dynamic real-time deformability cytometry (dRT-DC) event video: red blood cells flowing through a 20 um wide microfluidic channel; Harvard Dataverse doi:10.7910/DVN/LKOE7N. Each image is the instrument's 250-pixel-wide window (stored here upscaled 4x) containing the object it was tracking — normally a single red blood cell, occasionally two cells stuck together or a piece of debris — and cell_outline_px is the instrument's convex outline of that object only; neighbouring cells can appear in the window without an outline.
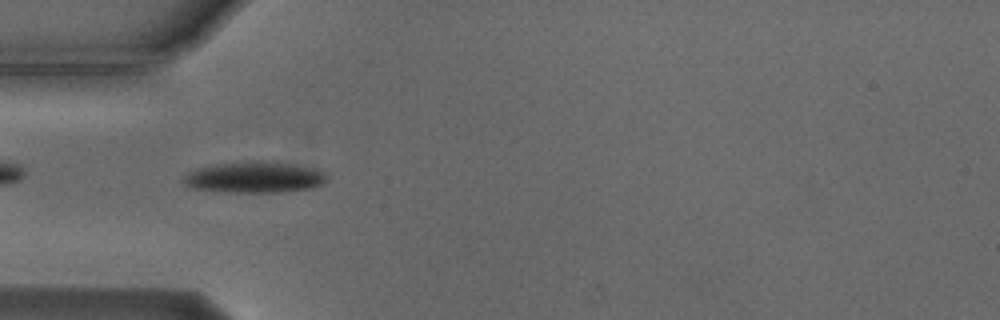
{"species": "Egyptian fruit bat (a non-hibernating species)", "species_latin": "Rousettus aegyptiacus", "temperature_condition": "cold", "stored_images_in_passage": 41, "camera_frame_rate_fps": 3000, "um_per_image_px": 0.085, "animal": {"sex": "male"}, "frame": {"image": 1, "passage_image": 3, "time_ms": 0.667, "image_size_px": [1000, 320], "cell_outline_px": [[328, 180], [324, 184], [312, 188], [280, 192], [236, 192], [192, 188], [184, 184], [180, 180], [188, 172], [196, 168], [216, 164], [252, 160], [288, 164], [320, 168], [328, 176]], "centroid_in_image_um": [21.66, 15.06], "position_along_channel_um": 63.3, "area_um2": 26.18}}
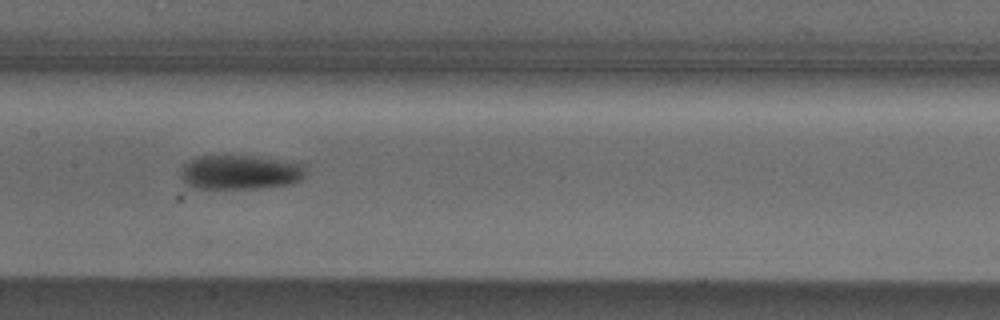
{"frame": {"image": 2, "passage_image": 13, "time_ms": 4.0, "image_size_px": [1000, 320], "cell_outline_px": [[308, 164], [304, 176], [300, 180], [288, 184], [260, 188], [196, 188], [188, 184], [180, 176], [180, 172], [184, 164], [196, 156], [256, 156]], "centroid_in_image_um": [20.45, 14.63], "position_along_channel_um": 186.9, "area_um2": 25.09}}
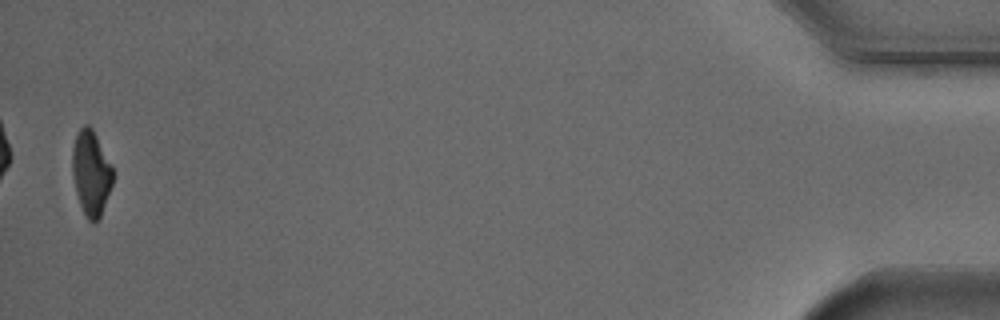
{"frame": {"image": 3, "passage_image": 40, "time_ms": 13.0, "image_size_px": [1000, 320], "cell_outline_px": [[112, 184], [100, 216], [92, 224], [88, 220], [80, 204], [76, 192], [72, 176], [72, 148], [76, 136], [80, 128], [84, 124], [88, 124], [92, 128], [112, 168]], "centroid_in_image_um": [7.71, 14.7], "position_along_channel_um": 427.5, "area_um2": 19.59}, "authors_computed_cell_mechanics": {"area_um2": 24.3916, "velocity_mm_per_s": 3.7417, "shape_relaxation_time_tau1_ms": 2.4251, "shape_relaxation_time_tau2_ms": null, "deformation_change_tau1": 0.1302, "deformation_change_tau2": null}}